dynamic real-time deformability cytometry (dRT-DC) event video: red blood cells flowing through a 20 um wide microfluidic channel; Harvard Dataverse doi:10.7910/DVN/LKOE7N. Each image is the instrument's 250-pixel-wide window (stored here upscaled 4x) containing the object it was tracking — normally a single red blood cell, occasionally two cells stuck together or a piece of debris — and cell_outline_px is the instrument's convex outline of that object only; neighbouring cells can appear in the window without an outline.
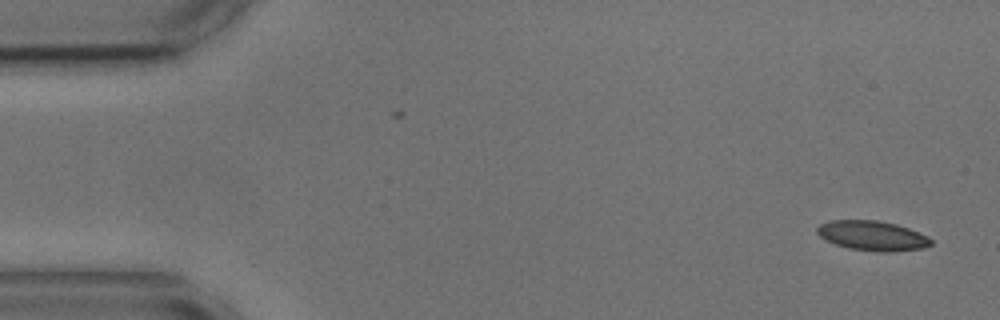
{"species": "common noctule bat (a hibernating species)", "species_latin": "Nyctalus noctula", "temperature_condition": "cold", "stored_images_in_passage": 5, "camera_frame_rate_fps": 3000, "um_per_image_px": 0.085, "animal": {"sex": "male", "body_mass_g": 17.9, "forearm_length_mm": 54.2}, "frame": {"image": 1, "passage_image": 1, "time_ms": 0.0, "image_size_px": [1000, 320], "cell_outline_px": [[932, 244], [924, 248], [892, 252], [876, 252], [848, 248], [836, 244], [820, 236], [816, 232], [816, 228], [820, 224], [828, 220], [876, 220], [896, 224], [908, 228], [928, 236], [932, 240]], "centroid_in_image_um": [74.16, 20.04], "position_along_channel_um": 10.8, "area_um2": 19.83}}